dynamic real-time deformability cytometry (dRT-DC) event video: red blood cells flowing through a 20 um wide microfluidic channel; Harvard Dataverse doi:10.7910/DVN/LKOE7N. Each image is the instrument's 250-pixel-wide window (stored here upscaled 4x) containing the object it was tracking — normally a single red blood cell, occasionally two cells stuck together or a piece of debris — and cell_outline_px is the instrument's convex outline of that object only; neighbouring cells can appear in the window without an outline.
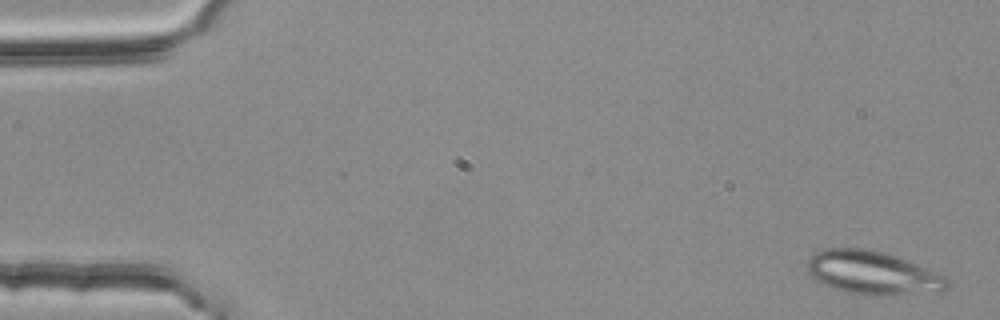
{"species": "common noctule bat (a hibernating species)", "species_latin": "Nyctalus noctula", "temperature_condition": "room temperature", "stored_images_in_passage": 4, "camera_frame_rate_fps": 3000, "um_per_image_px": 0.085, "animal": {"sex": "female", "body_mass_g": 25.1}, "frame": {"image": 1, "passage_image": 1, "time_ms": 0.0, "image_size_px": [1000, 320], "cell_outline_px": [[948, 288], [944, 292], [880, 296], [864, 296], [844, 292], [832, 288], [816, 280], [808, 272], [808, 260], [816, 252], [824, 248], [864, 248], [884, 252], [948, 276]], "centroid_in_image_um": [74.22, 23.22], "position_along_channel_um": 10.8, "area_um2": 35.84}}